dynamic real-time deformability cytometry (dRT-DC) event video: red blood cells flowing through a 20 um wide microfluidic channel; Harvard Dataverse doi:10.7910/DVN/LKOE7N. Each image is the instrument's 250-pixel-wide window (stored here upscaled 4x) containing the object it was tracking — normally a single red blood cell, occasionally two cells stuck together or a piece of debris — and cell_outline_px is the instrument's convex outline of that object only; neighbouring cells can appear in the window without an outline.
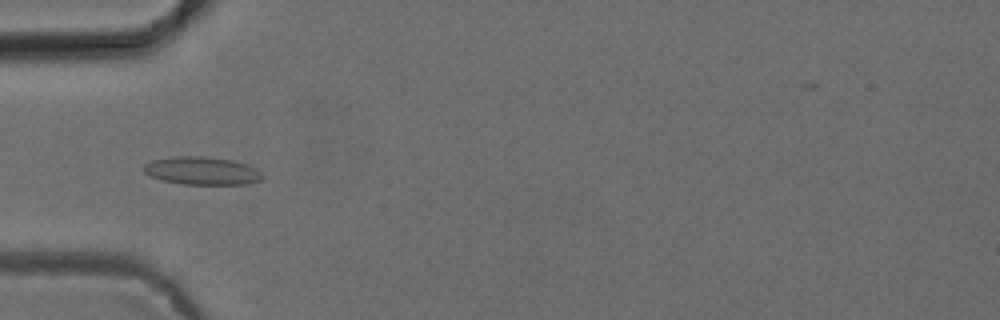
{"species": "common noctule bat (a hibernating species)", "species_latin": "Nyctalus noctula", "temperature_condition": "cold", "stored_images_in_passage": 40, "camera_frame_rate_fps": 3000, "um_per_image_px": 0.085, "animal": {"sex": "female", "body_mass_g": 24.6, "forearm_length_mm": 56.2}, "frame": {"image": 1, "passage_image": 4, "time_ms": 1.0, "image_size_px": [1000, 320], "cell_outline_px": [[264, 176], [260, 180], [248, 184], [184, 184], [160, 180], [148, 176], [144, 172], [144, 164], [152, 160], [176, 156], [200, 156], [232, 160], [248, 164], [256, 168]], "centroid_in_image_um": [17.16, 14.52], "position_along_channel_um": 67.8, "area_um2": 19.42}}
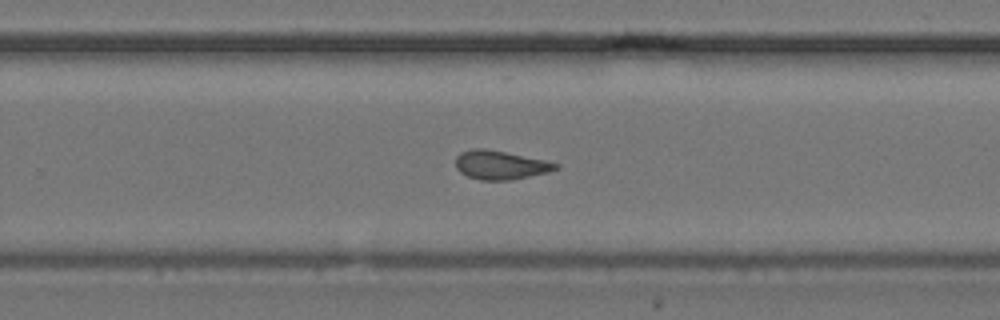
{"frame": {"image": 2, "passage_image": 21, "time_ms": 6.667, "image_size_px": [1000, 320], "cell_outline_px": [[560, 164], [556, 168], [548, 172], [512, 180], [480, 180], [468, 176], [460, 172], [456, 168], [456, 156], [460, 152], [472, 148], [484, 148], [544, 160]], "centroid_in_image_um": [42.49, 14.02], "position_along_channel_um": 287.3, "area_um2": 16.65}}
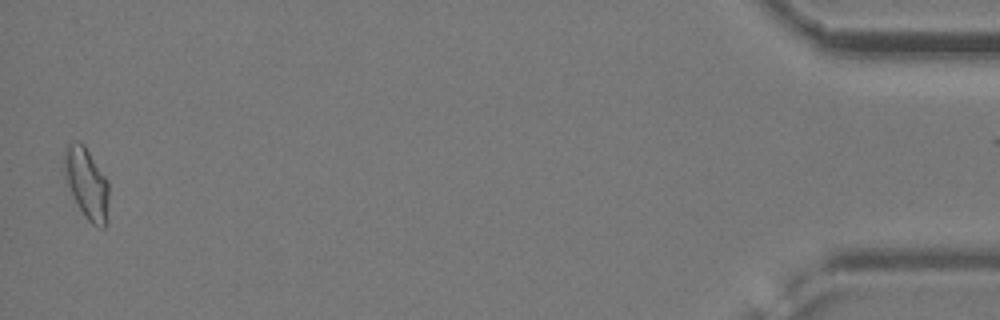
{"frame": {"image": 3, "passage_image": 39, "time_ms": 12.667, "image_size_px": [1000, 320], "cell_outline_px": [[108, 196], [104, 228], [100, 228], [92, 224], [84, 216], [64, 176], [64, 148], [68, 144], [76, 140], [80, 140], [84, 144], [108, 180]], "centroid_in_image_um": [7.35, 15.51], "position_along_channel_um": 427.8, "area_um2": 18.15}, "authors_computed_cell_mechanics": {"area_um2": 16.8776, "velocity_mm_per_s": 3.8782, "shape_relaxation_time_tau1_ms": null, "shape_relaxation_time_tau2_ms": 1.8841, "deformation_change_tau1": null, "deformation_change_tau2": 0.0729}}